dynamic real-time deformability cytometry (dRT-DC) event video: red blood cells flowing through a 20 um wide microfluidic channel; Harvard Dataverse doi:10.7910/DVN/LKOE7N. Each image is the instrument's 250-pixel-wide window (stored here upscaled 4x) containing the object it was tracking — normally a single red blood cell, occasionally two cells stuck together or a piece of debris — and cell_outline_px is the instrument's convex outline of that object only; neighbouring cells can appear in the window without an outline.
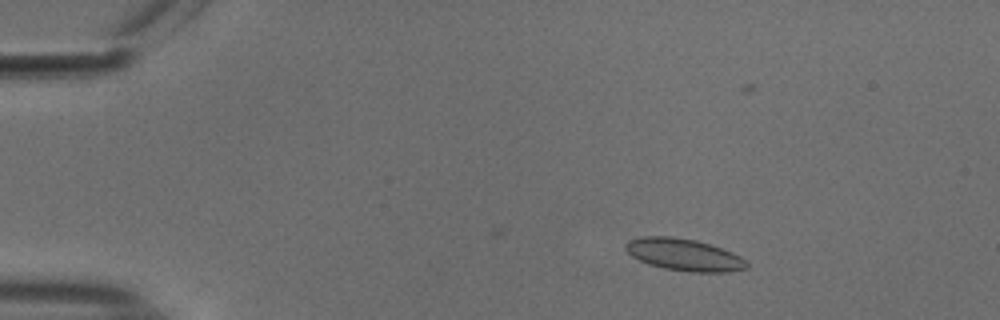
{"species": "common noctule bat (a hibernating species)", "species_latin": "Nyctalus noctula", "temperature_condition": "cold", "stored_images_in_passage": 45, "camera_frame_rate_fps": 3000, "um_per_image_px": 0.085, "animal": {"sex": "male", "body_mass_g": 18.8}, "frame": {"image": 1, "passage_image": 10, "time_ms": 3.0, "image_size_px": [1000, 320], "cell_outline_px": [[748, 268], [728, 272], [688, 272], [664, 268], [648, 264], [632, 256], [624, 248], [624, 244], [628, 240], [640, 236], [672, 236], [696, 240], [732, 252], [740, 256], [748, 264]], "centroid_in_image_um": [58.11, 21.64], "position_along_channel_um": 26.9, "area_um2": 22.66}}
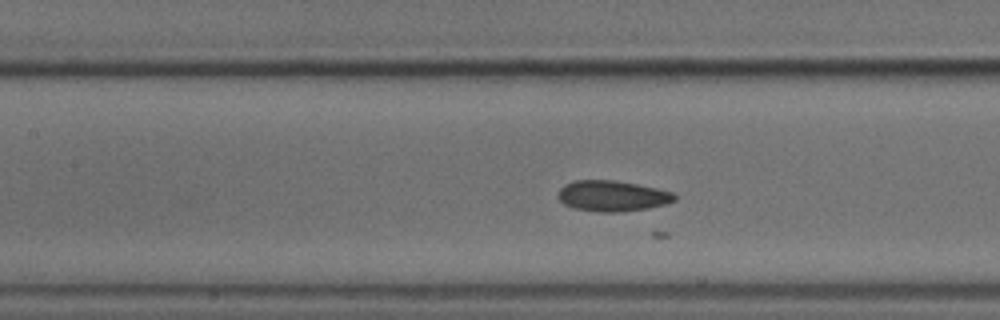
{"frame": {"image": 2, "passage_image": 26, "time_ms": 8.333, "image_size_px": [1000, 320], "cell_outline_px": [[676, 200], [664, 204], [648, 208], [616, 212], [596, 212], [576, 208], [564, 204], [556, 196], [560, 188], [564, 184], [576, 180], [612, 180], [636, 184], [656, 188], [672, 192], [676, 196]], "centroid_in_image_um": [52.01, 16.65], "position_along_channel_um": 155.4, "area_um2": 20.75}}
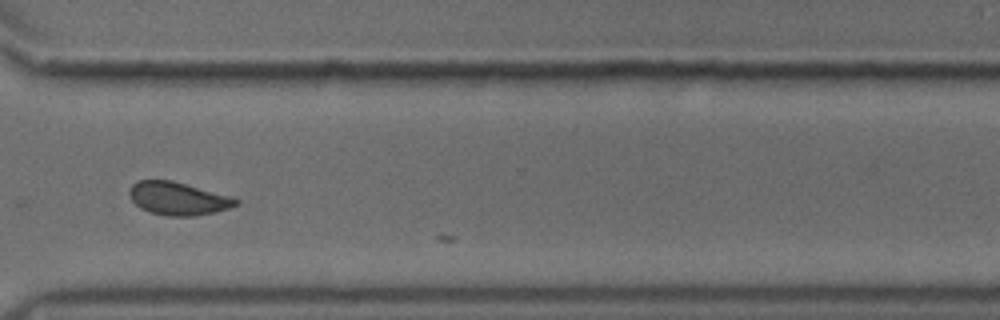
{"frame": {"image": 3, "passage_image": 42, "time_ms": 13.667, "image_size_px": [1000, 320], "cell_outline_px": [[240, 204], [216, 212], [192, 216], [168, 216], [148, 212], [140, 208], [132, 200], [128, 192], [132, 184], [140, 180], [172, 180], [232, 196], [240, 200]], "centroid_in_image_um": [15.15, 16.87], "position_along_channel_um": 355.4, "area_um2": 20.63}}